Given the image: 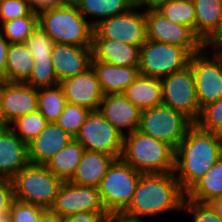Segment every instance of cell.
Instances as JSON below:
<instances>
[{"instance_id": "2e32d148", "label": "cell", "mask_w": 222, "mask_h": 222, "mask_svg": "<svg viewBox=\"0 0 222 222\" xmlns=\"http://www.w3.org/2000/svg\"><path fill=\"white\" fill-rule=\"evenodd\" d=\"M66 101L85 107L91 111L99 110L104 93L93 68L59 82Z\"/></svg>"}, {"instance_id": "e575fe53", "label": "cell", "mask_w": 222, "mask_h": 222, "mask_svg": "<svg viewBox=\"0 0 222 222\" xmlns=\"http://www.w3.org/2000/svg\"><path fill=\"white\" fill-rule=\"evenodd\" d=\"M90 112L85 107L67 102L55 123L75 138Z\"/></svg>"}, {"instance_id": "44dd1931", "label": "cell", "mask_w": 222, "mask_h": 222, "mask_svg": "<svg viewBox=\"0 0 222 222\" xmlns=\"http://www.w3.org/2000/svg\"><path fill=\"white\" fill-rule=\"evenodd\" d=\"M140 48L110 39H92V61L122 67H139Z\"/></svg>"}, {"instance_id": "83f0119b", "label": "cell", "mask_w": 222, "mask_h": 222, "mask_svg": "<svg viewBox=\"0 0 222 222\" xmlns=\"http://www.w3.org/2000/svg\"><path fill=\"white\" fill-rule=\"evenodd\" d=\"M219 197H222V157L186 192L188 200L199 203Z\"/></svg>"}, {"instance_id": "f35d334b", "label": "cell", "mask_w": 222, "mask_h": 222, "mask_svg": "<svg viewBox=\"0 0 222 222\" xmlns=\"http://www.w3.org/2000/svg\"><path fill=\"white\" fill-rule=\"evenodd\" d=\"M32 11L30 3L26 0H3L0 2V24L28 16Z\"/></svg>"}, {"instance_id": "8992f818", "label": "cell", "mask_w": 222, "mask_h": 222, "mask_svg": "<svg viewBox=\"0 0 222 222\" xmlns=\"http://www.w3.org/2000/svg\"><path fill=\"white\" fill-rule=\"evenodd\" d=\"M141 174L121 158L113 161L98 187L108 215L122 213L129 206Z\"/></svg>"}, {"instance_id": "7c38bea8", "label": "cell", "mask_w": 222, "mask_h": 222, "mask_svg": "<svg viewBox=\"0 0 222 222\" xmlns=\"http://www.w3.org/2000/svg\"><path fill=\"white\" fill-rule=\"evenodd\" d=\"M147 39L185 48L191 55L204 49V43L189 26L169 21L154 7L146 8Z\"/></svg>"}, {"instance_id": "1f68e13d", "label": "cell", "mask_w": 222, "mask_h": 222, "mask_svg": "<svg viewBox=\"0 0 222 222\" xmlns=\"http://www.w3.org/2000/svg\"><path fill=\"white\" fill-rule=\"evenodd\" d=\"M37 26L38 12L32 11L28 16L1 23L0 31L9 44L24 43Z\"/></svg>"}, {"instance_id": "f546056e", "label": "cell", "mask_w": 222, "mask_h": 222, "mask_svg": "<svg viewBox=\"0 0 222 222\" xmlns=\"http://www.w3.org/2000/svg\"><path fill=\"white\" fill-rule=\"evenodd\" d=\"M169 21L189 26L195 32V6L192 0H164L154 7Z\"/></svg>"}, {"instance_id": "b9f144b4", "label": "cell", "mask_w": 222, "mask_h": 222, "mask_svg": "<svg viewBox=\"0 0 222 222\" xmlns=\"http://www.w3.org/2000/svg\"><path fill=\"white\" fill-rule=\"evenodd\" d=\"M107 212H80L63 218V222H106Z\"/></svg>"}, {"instance_id": "f5cc1de1", "label": "cell", "mask_w": 222, "mask_h": 222, "mask_svg": "<svg viewBox=\"0 0 222 222\" xmlns=\"http://www.w3.org/2000/svg\"><path fill=\"white\" fill-rule=\"evenodd\" d=\"M0 222H11L9 215H7L4 219H0Z\"/></svg>"}, {"instance_id": "7dc6e473", "label": "cell", "mask_w": 222, "mask_h": 222, "mask_svg": "<svg viewBox=\"0 0 222 222\" xmlns=\"http://www.w3.org/2000/svg\"><path fill=\"white\" fill-rule=\"evenodd\" d=\"M40 222H63V217L53 213L50 209H46L40 217Z\"/></svg>"}, {"instance_id": "52a82bcc", "label": "cell", "mask_w": 222, "mask_h": 222, "mask_svg": "<svg viewBox=\"0 0 222 222\" xmlns=\"http://www.w3.org/2000/svg\"><path fill=\"white\" fill-rule=\"evenodd\" d=\"M193 125L185 115L162 104L141 111L138 130L176 150Z\"/></svg>"}, {"instance_id": "bcb514c9", "label": "cell", "mask_w": 222, "mask_h": 222, "mask_svg": "<svg viewBox=\"0 0 222 222\" xmlns=\"http://www.w3.org/2000/svg\"><path fill=\"white\" fill-rule=\"evenodd\" d=\"M106 222H142V219L131 218L122 213L109 214Z\"/></svg>"}, {"instance_id": "e0dca14e", "label": "cell", "mask_w": 222, "mask_h": 222, "mask_svg": "<svg viewBox=\"0 0 222 222\" xmlns=\"http://www.w3.org/2000/svg\"><path fill=\"white\" fill-rule=\"evenodd\" d=\"M99 111L123 136L139 128L141 110L123 93L104 95Z\"/></svg>"}, {"instance_id": "d590c367", "label": "cell", "mask_w": 222, "mask_h": 222, "mask_svg": "<svg viewBox=\"0 0 222 222\" xmlns=\"http://www.w3.org/2000/svg\"><path fill=\"white\" fill-rule=\"evenodd\" d=\"M194 124L203 131L220 135L222 133V98L202 107Z\"/></svg>"}, {"instance_id": "7bdbcfd3", "label": "cell", "mask_w": 222, "mask_h": 222, "mask_svg": "<svg viewBox=\"0 0 222 222\" xmlns=\"http://www.w3.org/2000/svg\"><path fill=\"white\" fill-rule=\"evenodd\" d=\"M30 3L33 11L39 12L43 9L53 8L66 4L67 0H26Z\"/></svg>"}, {"instance_id": "f6af8a7d", "label": "cell", "mask_w": 222, "mask_h": 222, "mask_svg": "<svg viewBox=\"0 0 222 222\" xmlns=\"http://www.w3.org/2000/svg\"><path fill=\"white\" fill-rule=\"evenodd\" d=\"M222 43V16L216 31L204 42V48L213 49L216 45Z\"/></svg>"}, {"instance_id": "60d3db41", "label": "cell", "mask_w": 222, "mask_h": 222, "mask_svg": "<svg viewBox=\"0 0 222 222\" xmlns=\"http://www.w3.org/2000/svg\"><path fill=\"white\" fill-rule=\"evenodd\" d=\"M13 200L14 185L12 179L0 177V219H4L9 215Z\"/></svg>"}, {"instance_id": "6da1fadb", "label": "cell", "mask_w": 222, "mask_h": 222, "mask_svg": "<svg viewBox=\"0 0 222 222\" xmlns=\"http://www.w3.org/2000/svg\"><path fill=\"white\" fill-rule=\"evenodd\" d=\"M222 157L220 136L195 124L175 150L174 174L186 193Z\"/></svg>"}, {"instance_id": "816d5d0a", "label": "cell", "mask_w": 222, "mask_h": 222, "mask_svg": "<svg viewBox=\"0 0 222 222\" xmlns=\"http://www.w3.org/2000/svg\"><path fill=\"white\" fill-rule=\"evenodd\" d=\"M4 127H6V126H5L3 119H2L1 107H0V128H4Z\"/></svg>"}, {"instance_id": "836d02e7", "label": "cell", "mask_w": 222, "mask_h": 222, "mask_svg": "<svg viewBox=\"0 0 222 222\" xmlns=\"http://www.w3.org/2000/svg\"><path fill=\"white\" fill-rule=\"evenodd\" d=\"M33 60L35 63L33 65L32 74L25 83L37 89L59 84L53 67L52 56L33 58Z\"/></svg>"}, {"instance_id": "ba28073f", "label": "cell", "mask_w": 222, "mask_h": 222, "mask_svg": "<svg viewBox=\"0 0 222 222\" xmlns=\"http://www.w3.org/2000/svg\"><path fill=\"white\" fill-rule=\"evenodd\" d=\"M190 57L185 48L147 39L140 47L139 74L162 79L188 66Z\"/></svg>"}, {"instance_id": "603a6c76", "label": "cell", "mask_w": 222, "mask_h": 222, "mask_svg": "<svg viewBox=\"0 0 222 222\" xmlns=\"http://www.w3.org/2000/svg\"><path fill=\"white\" fill-rule=\"evenodd\" d=\"M115 159L114 156L102 152L85 150L70 182L81 186L98 188L108 168Z\"/></svg>"}, {"instance_id": "d6986e66", "label": "cell", "mask_w": 222, "mask_h": 222, "mask_svg": "<svg viewBox=\"0 0 222 222\" xmlns=\"http://www.w3.org/2000/svg\"><path fill=\"white\" fill-rule=\"evenodd\" d=\"M74 137L56 123H48L39 135L28 143L31 164L45 165L54 155L68 145Z\"/></svg>"}, {"instance_id": "db71d44e", "label": "cell", "mask_w": 222, "mask_h": 222, "mask_svg": "<svg viewBox=\"0 0 222 222\" xmlns=\"http://www.w3.org/2000/svg\"><path fill=\"white\" fill-rule=\"evenodd\" d=\"M219 136H220V140H221V142H222V133H221Z\"/></svg>"}, {"instance_id": "4316f807", "label": "cell", "mask_w": 222, "mask_h": 222, "mask_svg": "<svg viewBox=\"0 0 222 222\" xmlns=\"http://www.w3.org/2000/svg\"><path fill=\"white\" fill-rule=\"evenodd\" d=\"M195 6V34L204 43L217 29L222 16V0H192Z\"/></svg>"}, {"instance_id": "8d00e7d4", "label": "cell", "mask_w": 222, "mask_h": 222, "mask_svg": "<svg viewBox=\"0 0 222 222\" xmlns=\"http://www.w3.org/2000/svg\"><path fill=\"white\" fill-rule=\"evenodd\" d=\"M24 43L32 53L33 58L52 56L51 53L55 44L50 36L39 25Z\"/></svg>"}, {"instance_id": "cb8c5ba5", "label": "cell", "mask_w": 222, "mask_h": 222, "mask_svg": "<svg viewBox=\"0 0 222 222\" xmlns=\"http://www.w3.org/2000/svg\"><path fill=\"white\" fill-rule=\"evenodd\" d=\"M123 94L141 111L162 105L161 79L139 74Z\"/></svg>"}, {"instance_id": "ac0fdd59", "label": "cell", "mask_w": 222, "mask_h": 222, "mask_svg": "<svg viewBox=\"0 0 222 222\" xmlns=\"http://www.w3.org/2000/svg\"><path fill=\"white\" fill-rule=\"evenodd\" d=\"M52 63L58 81L86 72L91 68L92 47H81L55 43Z\"/></svg>"}, {"instance_id": "9a60e30c", "label": "cell", "mask_w": 222, "mask_h": 222, "mask_svg": "<svg viewBox=\"0 0 222 222\" xmlns=\"http://www.w3.org/2000/svg\"><path fill=\"white\" fill-rule=\"evenodd\" d=\"M38 89L23 82L0 80V107L5 126L17 118L38 111Z\"/></svg>"}, {"instance_id": "8fae6325", "label": "cell", "mask_w": 222, "mask_h": 222, "mask_svg": "<svg viewBox=\"0 0 222 222\" xmlns=\"http://www.w3.org/2000/svg\"><path fill=\"white\" fill-rule=\"evenodd\" d=\"M76 139L86 151L102 152L120 158L124 136L100 113L91 111Z\"/></svg>"}, {"instance_id": "5bb4252c", "label": "cell", "mask_w": 222, "mask_h": 222, "mask_svg": "<svg viewBox=\"0 0 222 222\" xmlns=\"http://www.w3.org/2000/svg\"><path fill=\"white\" fill-rule=\"evenodd\" d=\"M50 210L65 218L80 212H106L96 187L81 186L64 181Z\"/></svg>"}, {"instance_id": "d6a6232c", "label": "cell", "mask_w": 222, "mask_h": 222, "mask_svg": "<svg viewBox=\"0 0 222 222\" xmlns=\"http://www.w3.org/2000/svg\"><path fill=\"white\" fill-rule=\"evenodd\" d=\"M47 124L46 118L38 110L17 118L9 128L28 144L39 135Z\"/></svg>"}, {"instance_id": "277c9868", "label": "cell", "mask_w": 222, "mask_h": 222, "mask_svg": "<svg viewBox=\"0 0 222 222\" xmlns=\"http://www.w3.org/2000/svg\"><path fill=\"white\" fill-rule=\"evenodd\" d=\"M120 158L142 174L175 170V150L138 129L124 136Z\"/></svg>"}, {"instance_id": "f907efd6", "label": "cell", "mask_w": 222, "mask_h": 222, "mask_svg": "<svg viewBox=\"0 0 222 222\" xmlns=\"http://www.w3.org/2000/svg\"><path fill=\"white\" fill-rule=\"evenodd\" d=\"M213 49L216 56L222 61V43L216 45Z\"/></svg>"}, {"instance_id": "d4e9b609", "label": "cell", "mask_w": 222, "mask_h": 222, "mask_svg": "<svg viewBox=\"0 0 222 222\" xmlns=\"http://www.w3.org/2000/svg\"><path fill=\"white\" fill-rule=\"evenodd\" d=\"M34 63L32 53L25 43L9 44L5 81L25 83L32 74Z\"/></svg>"}, {"instance_id": "3957f363", "label": "cell", "mask_w": 222, "mask_h": 222, "mask_svg": "<svg viewBox=\"0 0 222 222\" xmlns=\"http://www.w3.org/2000/svg\"><path fill=\"white\" fill-rule=\"evenodd\" d=\"M38 25L55 43L92 47L94 26L74 2L39 11Z\"/></svg>"}, {"instance_id": "f1b7e54d", "label": "cell", "mask_w": 222, "mask_h": 222, "mask_svg": "<svg viewBox=\"0 0 222 222\" xmlns=\"http://www.w3.org/2000/svg\"><path fill=\"white\" fill-rule=\"evenodd\" d=\"M73 2L85 18L92 16V19L89 20L92 26H96L103 19L119 15L134 6L132 0H74Z\"/></svg>"}, {"instance_id": "c3c4849f", "label": "cell", "mask_w": 222, "mask_h": 222, "mask_svg": "<svg viewBox=\"0 0 222 222\" xmlns=\"http://www.w3.org/2000/svg\"><path fill=\"white\" fill-rule=\"evenodd\" d=\"M211 209L222 219V197L214 198L207 203Z\"/></svg>"}, {"instance_id": "ffe728a7", "label": "cell", "mask_w": 222, "mask_h": 222, "mask_svg": "<svg viewBox=\"0 0 222 222\" xmlns=\"http://www.w3.org/2000/svg\"><path fill=\"white\" fill-rule=\"evenodd\" d=\"M29 163L28 144L9 126L0 128V177L12 179Z\"/></svg>"}, {"instance_id": "7402d4cb", "label": "cell", "mask_w": 222, "mask_h": 222, "mask_svg": "<svg viewBox=\"0 0 222 222\" xmlns=\"http://www.w3.org/2000/svg\"><path fill=\"white\" fill-rule=\"evenodd\" d=\"M104 95L124 93L139 75V67L116 66L103 61H92Z\"/></svg>"}, {"instance_id": "ee69618b", "label": "cell", "mask_w": 222, "mask_h": 222, "mask_svg": "<svg viewBox=\"0 0 222 222\" xmlns=\"http://www.w3.org/2000/svg\"><path fill=\"white\" fill-rule=\"evenodd\" d=\"M9 42L0 31V80L5 81L6 57Z\"/></svg>"}, {"instance_id": "681fc988", "label": "cell", "mask_w": 222, "mask_h": 222, "mask_svg": "<svg viewBox=\"0 0 222 222\" xmlns=\"http://www.w3.org/2000/svg\"><path fill=\"white\" fill-rule=\"evenodd\" d=\"M164 0H132L133 5L138 6L140 8H148V7H155L158 3Z\"/></svg>"}, {"instance_id": "4fadbf2b", "label": "cell", "mask_w": 222, "mask_h": 222, "mask_svg": "<svg viewBox=\"0 0 222 222\" xmlns=\"http://www.w3.org/2000/svg\"><path fill=\"white\" fill-rule=\"evenodd\" d=\"M207 54L204 48L189 60L200 109L222 98V61L215 53Z\"/></svg>"}, {"instance_id": "4dcf8cb0", "label": "cell", "mask_w": 222, "mask_h": 222, "mask_svg": "<svg viewBox=\"0 0 222 222\" xmlns=\"http://www.w3.org/2000/svg\"><path fill=\"white\" fill-rule=\"evenodd\" d=\"M38 110L48 123H55L67 103L59 84L38 89Z\"/></svg>"}, {"instance_id": "7a4b0ae2", "label": "cell", "mask_w": 222, "mask_h": 222, "mask_svg": "<svg viewBox=\"0 0 222 222\" xmlns=\"http://www.w3.org/2000/svg\"><path fill=\"white\" fill-rule=\"evenodd\" d=\"M185 197L174 172L141 174L132 200L122 214L142 219L168 211H182Z\"/></svg>"}, {"instance_id": "ab89813d", "label": "cell", "mask_w": 222, "mask_h": 222, "mask_svg": "<svg viewBox=\"0 0 222 222\" xmlns=\"http://www.w3.org/2000/svg\"><path fill=\"white\" fill-rule=\"evenodd\" d=\"M193 214V222H222L207 203H199L193 200L184 199L182 210Z\"/></svg>"}, {"instance_id": "484cf974", "label": "cell", "mask_w": 222, "mask_h": 222, "mask_svg": "<svg viewBox=\"0 0 222 222\" xmlns=\"http://www.w3.org/2000/svg\"><path fill=\"white\" fill-rule=\"evenodd\" d=\"M84 151V147L74 139L54 155L45 164V167L63 182L70 181L77 170Z\"/></svg>"}, {"instance_id": "5b68a950", "label": "cell", "mask_w": 222, "mask_h": 222, "mask_svg": "<svg viewBox=\"0 0 222 222\" xmlns=\"http://www.w3.org/2000/svg\"><path fill=\"white\" fill-rule=\"evenodd\" d=\"M14 199L50 209L63 181L45 165L29 163L13 178Z\"/></svg>"}, {"instance_id": "30bf717a", "label": "cell", "mask_w": 222, "mask_h": 222, "mask_svg": "<svg viewBox=\"0 0 222 222\" xmlns=\"http://www.w3.org/2000/svg\"><path fill=\"white\" fill-rule=\"evenodd\" d=\"M162 104L176 110L193 123L200 115L195 79L190 65L161 79Z\"/></svg>"}, {"instance_id": "9c48e42d", "label": "cell", "mask_w": 222, "mask_h": 222, "mask_svg": "<svg viewBox=\"0 0 222 222\" xmlns=\"http://www.w3.org/2000/svg\"><path fill=\"white\" fill-rule=\"evenodd\" d=\"M140 7L103 19L94 26L93 39H110L139 48L147 40L146 8L141 13Z\"/></svg>"}, {"instance_id": "74e56055", "label": "cell", "mask_w": 222, "mask_h": 222, "mask_svg": "<svg viewBox=\"0 0 222 222\" xmlns=\"http://www.w3.org/2000/svg\"><path fill=\"white\" fill-rule=\"evenodd\" d=\"M46 209L30 203L14 199L10 206L11 222H40V217Z\"/></svg>"}]
</instances>
